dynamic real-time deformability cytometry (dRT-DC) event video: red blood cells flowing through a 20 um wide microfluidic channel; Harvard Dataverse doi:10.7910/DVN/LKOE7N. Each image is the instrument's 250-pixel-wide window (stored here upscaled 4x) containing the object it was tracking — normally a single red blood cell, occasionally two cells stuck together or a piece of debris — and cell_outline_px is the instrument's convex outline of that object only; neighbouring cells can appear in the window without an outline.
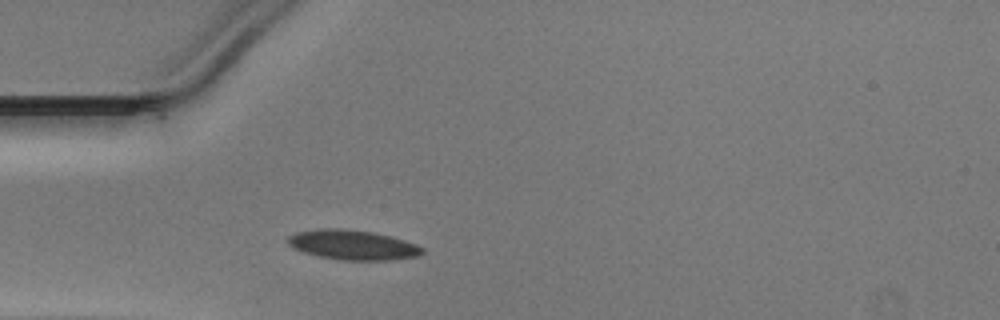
{"species": "Egyptian fruit bat (a non-hibernating species)", "species_latin": "Rousettus aegyptiacus", "temperature_condition": "warm", "stored_images_in_passage": 29, "camera_frame_rate_fps": 3000, "um_per_image_px": 0.085, "animal": {"sex": "male"}, "frame": {"image": 1, "passage_image": 1, "time_ms": 0.0, "image_size_px": [1000, 320], "cell_outline_px": [[424, 252], [420, 256], [388, 260], [340, 260], [320, 256], [304, 252], [292, 248], [288, 244], [288, 236], [296, 232], [320, 228], [344, 228], [372, 232], [404, 240], [416, 244], [424, 248]], "centroid_in_image_um": [29.98, 20.81], "position_along_channel_um": 55.0, "area_um2": 23.35}}
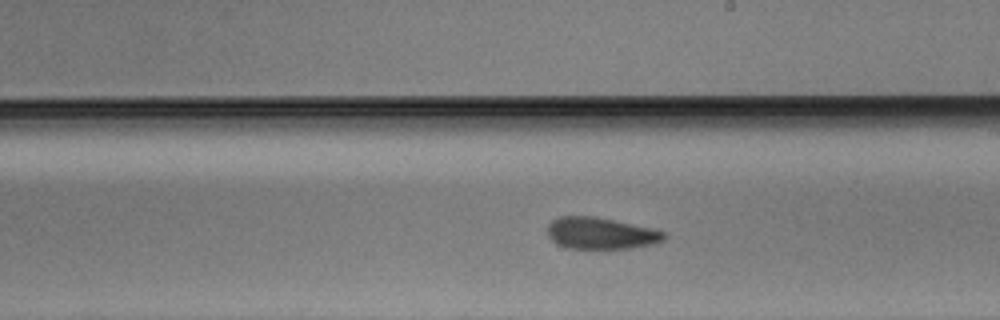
{"frame": {"image": 2, "passage_image": 15, "time_ms": 4.667, "image_size_px": [1000, 320], "cell_outline_px": [[668, 236], [664, 240], [652, 244], [628, 248], [568, 248], [552, 240], [548, 236], [548, 224], [552, 220], [560, 216], [596, 216], [648, 228], [664, 232]], "centroid_in_image_um": [51.04, 19.82], "position_along_channel_um": 238.0, "area_um2": 21.15}}
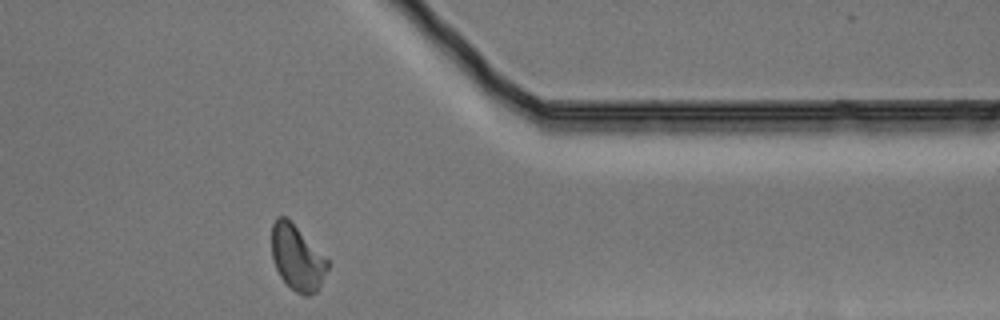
{"frame": {"image": 3, "passage_image": 27, "time_ms": 8.667, "image_size_px": [1000, 320], "cell_outline_px": [[328, 268], [316, 292], [308, 296], [304, 296], [296, 292], [280, 276], [276, 268], [272, 256], [272, 224], [276, 216], [288, 216], [328, 260]], "centroid_in_image_um": [25.24, 21.87], "position_along_channel_um": 386.2, "area_um2": 21.21}}